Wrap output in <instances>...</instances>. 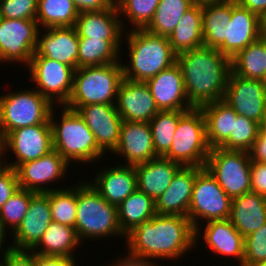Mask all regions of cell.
I'll use <instances>...</instances> for the list:
<instances>
[{"label":"cell","instance_id":"obj_50","mask_svg":"<svg viewBox=\"0 0 266 266\" xmlns=\"http://www.w3.org/2000/svg\"><path fill=\"white\" fill-rule=\"evenodd\" d=\"M74 257H41L34 254V266H75Z\"/></svg>","mask_w":266,"mask_h":266},{"label":"cell","instance_id":"obj_54","mask_svg":"<svg viewBox=\"0 0 266 266\" xmlns=\"http://www.w3.org/2000/svg\"><path fill=\"white\" fill-rule=\"evenodd\" d=\"M6 230L0 225V251L2 250V248H3V246L2 245H4V241H6L5 240V236H6ZM2 247V248H1ZM0 254H1V252H0Z\"/></svg>","mask_w":266,"mask_h":266},{"label":"cell","instance_id":"obj_8","mask_svg":"<svg viewBox=\"0 0 266 266\" xmlns=\"http://www.w3.org/2000/svg\"><path fill=\"white\" fill-rule=\"evenodd\" d=\"M53 104L37 90L13 91L0 96V127L4 138L18 128L50 124Z\"/></svg>","mask_w":266,"mask_h":266},{"label":"cell","instance_id":"obj_3","mask_svg":"<svg viewBox=\"0 0 266 266\" xmlns=\"http://www.w3.org/2000/svg\"><path fill=\"white\" fill-rule=\"evenodd\" d=\"M128 32L125 40L130 65L122 64L124 78L146 82L176 63L177 54L172 50L168 37L152 34L145 29H129Z\"/></svg>","mask_w":266,"mask_h":266},{"label":"cell","instance_id":"obj_40","mask_svg":"<svg viewBox=\"0 0 266 266\" xmlns=\"http://www.w3.org/2000/svg\"><path fill=\"white\" fill-rule=\"evenodd\" d=\"M34 191L19 188L2 206L0 225L6 230L9 225L12 233L21 224L26 215Z\"/></svg>","mask_w":266,"mask_h":266},{"label":"cell","instance_id":"obj_4","mask_svg":"<svg viewBox=\"0 0 266 266\" xmlns=\"http://www.w3.org/2000/svg\"><path fill=\"white\" fill-rule=\"evenodd\" d=\"M60 121L54 118V108L50 113L52 145L68 163L96 162L105 152L98 146L94 134L87 127L77 111L61 106ZM59 122V123H58Z\"/></svg>","mask_w":266,"mask_h":266},{"label":"cell","instance_id":"obj_2","mask_svg":"<svg viewBox=\"0 0 266 266\" xmlns=\"http://www.w3.org/2000/svg\"><path fill=\"white\" fill-rule=\"evenodd\" d=\"M187 99L194 108L223 100L231 72V59L217 48L200 46L179 53Z\"/></svg>","mask_w":266,"mask_h":266},{"label":"cell","instance_id":"obj_32","mask_svg":"<svg viewBox=\"0 0 266 266\" xmlns=\"http://www.w3.org/2000/svg\"><path fill=\"white\" fill-rule=\"evenodd\" d=\"M231 18V0L202 4L204 46L218 48L224 42L225 24Z\"/></svg>","mask_w":266,"mask_h":266},{"label":"cell","instance_id":"obj_10","mask_svg":"<svg viewBox=\"0 0 266 266\" xmlns=\"http://www.w3.org/2000/svg\"><path fill=\"white\" fill-rule=\"evenodd\" d=\"M251 159L248 151L210 149L205 168L231 198L251 192Z\"/></svg>","mask_w":266,"mask_h":266},{"label":"cell","instance_id":"obj_20","mask_svg":"<svg viewBox=\"0 0 266 266\" xmlns=\"http://www.w3.org/2000/svg\"><path fill=\"white\" fill-rule=\"evenodd\" d=\"M115 105L124 121L149 122L159 112L147 84L126 78L118 88Z\"/></svg>","mask_w":266,"mask_h":266},{"label":"cell","instance_id":"obj_46","mask_svg":"<svg viewBox=\"0 0 266 266\" xmlns=\"http://www.w3.org/2000/svg\"><path fill=\"white\" fill-rule=\"evenodd\" d=\"M7 247L2 253L5 266H34V253L28 250H14L10 245Z\"/></svg>","mask_w":266,"mask_h":266},{"label":"cell","instance_id":"obj_1","mask_svg":"<svg viewBox=\"0 0 266 266\" xmlns=\"http://www.w3.org/2000/svg\"><path fill=\"white\" fill-rule=\"evenodd\" d=\"M125 238L130 253L155 260H179V257L196 247L195 229L191 221L179 215L156 214L138 224Z\"/></svg>","mask_w":266,"mask_h":266},{"label":"cell","instance_id":"obj_23","mask_svg":"<svg viewBox=\"0 0 266 266\" xmlns=\"http://www.w3.org/2000/svg\"><path fill=\"white\" fill-rule=\"evenodd\" d=\"M46 33V34H45ZM38 35L36 53L39 56L78 68L79 36L75 26L50 27Z\"/></svg>","mask_w":266,"mask_h":266},{"label":"cell","instance_id":"obj_43","mask_svg":"<svg viewBox=\"0 0 266 266\" xmlns=\"http://www.w3.org/2000/svg\"><path fill=\"white\" fill-rule=\"evenodd\" d=\"M266 261V223L245 237L243 266Z\"/></svg>","mask_w":266,"mask_h":266},{"label":"cell","instance_id":"obj_11","mask_svg":"<svg viewBox=\"0 0 266 266\" xmlns=\"http://www.w3.org/2000/svg\"><path fill=\"white\" fill-rule=\"evenodd\" d=\"M27 67L31 81L36 83L37 91L42 96L53 105L58 103L63 106L67 103L73 89L74 69L72 67L39 56L36 52Z\"/></svg>","mask_w":266,"mask_h":266},{"label":"cell","instance_id":"obj_25","mask_svg":"<svg viewBox=\"0 0 266 266\" xmlns=\"http://www.w3.org/2000/svg\"><path fill=\"white\" fill-rule=\"evenodd\" d=\"M92 187L110 204L118 206L136 189V173L133 165H118L100 170Z\"/></svg>","mask_w":266,"mask_h":266},{"label":"cell","instance_id":"obj_48","mask_svg":"<svg viewBox=\"0 0 266 266\" xmlns=\"http://www.w3.org/2000/svg\"><path fill=\"white\" fill-rule=\"evenodd\" d=\"M248 152L251 161L266 163V127H260L258 136Z\"/></svg>","mask_w":266,"mask_h":266},{"label":"cell","instance_id":"obj_33","mask_svg":"<svg viewBox=\"0 0 266 266\" xmlns=\"http://www.w3.org/2000/svg\"><path fill=\"white\" fill-rule=\"evenodd\" d=\"M117 207L119 225L125 235L138 224L148 221L156 215L155 201L138 189Z\"/></svg>","mask_w":266,"mask_h":266},{"label":"cell","instance_id":"obj_22","mask_svg":"<svg viewBox=\"0 0 266 266\" xmlns=\"http://www.w3.org/2000/svg\"><path fill=\"white\" fill-rule=\"evenodd\" d=\"M201 168L182 166L177 171L166 191L155 200L156 214L188 217L194 181Z\"/></svg>","mask_w":266,"mask_h":266},{"label":"cell","instance_id":"obj_55","mask_svg":"<svg viewBox=\"0 0 266 266\" xmlns=\"http://www.w3.org/2000/svg\"><path fill=\"white\" fill-rule=\"evenodd\" d=\"M4 153H5V149L4 147H0V170H2L6 165H5V162L3 163L2 161L5 160L4 158ZM3 154V155H2ZM4 158V159H3Z\"/></svg>","mask_w":266,"mask_h":266},{"label":"cell","instance_id":"obj_34","mask_svg":"<svg viewBox=\"0 0 266 266\" xmlns=\"http://www.w3.org/2000/svg\"><path fill=\"white\" fill-rule=\"evenodd\" d=\"M231 72L247 79L262 80L266 72V40L259 38L231 59Z\"/></svg>","mask_w":266,"mask_h":266},{"label":"cell","instance_id":"obj_27","mask_svg":"<svg viewBox=\"0 0 266 266\" xmlns=\"http://www.w3.org/2000/svg\"><path fill=\"white\" fill-rule=\"evenodd\" d=\"M201 232L206 246L216 255L236 258L243 266L245 238L228 219L213 220L204 224Z\"/></svg>","mask_w":266,"mask_h":266},{"label":"cell","instance_id":"obj_52","mask_svg":"<svg viewBox=\"0 0 266 266\" xmlns=\"http://www.w3.org/2000/svg\"><path fill=\"white\" fill-rule=\"evenodd\" d=\"M236 2L259 17L266 12V0H236Z\"/></svg>","mask_w":266,"mask_h":266},{"label":"cell","instance_id":"obj_45","mask_svg":"<svg viewBox=\"0 0 266 266\" xmlns=\"http://www.w3.org/2000/svg\"><path fill=\"white\" fill-rule=\"evenodd\" d=\"M19 189L16 169L5 166L0 170V210L3 204Z\"/></svg>","mask_w":266,"mask_h":266},{"label":"cell","instance_id":"obj_16","mask_svg":"<svg viewBox=\"0 0 266 266\" xmlns=\"http://www.w3.org/2000/svg\"><path fill=\"white\" fill-rule=\"evenodd\" d=\"M225 26L224 42L217 49L230 59L260 38L259 16L236 0H231V18Z\"/></svg>","mask_w":266,"mask_h":266},{"label":"cell","instance_id":"obj_30","mask_svg":"<svg viewBox=\"0 0 266 266\" xmlns=\"http://www.w3.org/2000/svg\"><path fill=\"white\" fill-rule=\"evenodd\" d=\"M206 121V139L210 149L220 147L233 132L237 113L225 101H215L200 107Z\"/></svg>","mask_w":266,"mask_h":266},{"label":"cell","instance_id":"obj_41","mask_svg":"<svg viewBox=\"0 0 266 266\" xmlns=\"http://www.w3.org/2000/svg\"><path fill=\"white\" fill-rule=\"evenodd\" d=\"M160 0H116L119 14L133 24L132 29H144L152 20Z\"/></svg>","mask_w":266,"mask_h":266},{"label":"cell","instance_id":"obj_36","mask_svg":"<svg viewBox=\"0 0 266 266\" xmlns=\"http://www.w3.org/2000/svg\"><path fill=\"white\" fill-rule=\"evenodd\" d=\"M194 4L193 0H160L152 20L144 29L155 35L169 37L184 13Z\"/></svg>","mask_w":266,"mask_h":266},{"label":"cell","instance_id":"obj_31","mask_svg":"<svg viewBox=\"0 0 266 266\" xmlns=\"http://www.w3.org/2000/svg\"><path fill=\"white\" fill-rule=\"evenodd\" d=\"M168 39L172 50L177 55L204 45L202 4L195 3L184 13Z\"/></svg>","mask_w":266,"mask_h":266},{"label":"cell","instance_id":"obj_39","mask_svg":"<svg viewBox=\"0 0 266 266\" xmlns=\"http://www.w3.org/2000/svg\"><path fill=\"white\" fill-rule=\"evenodd\" d=\"M45 192L49 196L52 221L75 227L77 185Z\"/></svg>","mask_w":266,"mask_h":266},{"label":"cell","instance_id":"obj_47","mask_svg":"<svg viewBox=\"0 0 266 266\" xmlns=\"http://www.w3.org/2000/svg\"><path fill=\"white\" fill-rule=\"evenodd\" d=\"M251 192L266 197V163L252 161L251 163Z\"/></svg>","mask_w":266,"mask_h":266},{"label":"cell","instance_id":"obj_18","mask_svg":"<svg viewBox=\"0 0 266 266\" xmlns=\"http://www.w3.org/2000/svg\"><path fill=\"white\" fill-rule=\"evenodd\" d=\"M51 221L49 196L35 192L21 224L11 235L14 239L12 249L30 251L39 242Z\"/></svg>","mask_w":266,"mask_h":266},{"label":"cell","instance_id":"obj_59","mask_svg":"<svg viewBox=\"0 0 266 266\" xmlns=\"http://www.w3.org/2000/svg\"><path fill=\"white\" fill-rule=\"evenodd\" d=\"M261 82L265 85L266 87V72L264 74V77L262 78Z\"/></svg>","mask_w":266,"mask_h":266},{"label":"cell","instance_id":"obj_5","mask_svg":"<svg viewBox=\"0 0 266 266\" xmlns=\"http://www.w3.org/2000/svg\"><path fill=\"white\" fill-rule=\"evenodd\" d=\"M80 184V185H79ZM75 230L83 239H101L113 236L125 237L118 221V207L106 201L86 181L77 185V210Z\"/></svg>","mask_w":266,"mask_h":266},{"label":"cell","instance_id":"obj_19","mask_svg":"<svg viewBox=\"0 0 266 266\" xmlns=\"http://www.w3.org/2000/svg\"><path fill=\"white\" fill-rule=\"evenodd\" d=\"M159 111L190 110L182 72L177 63L145 82Z\"/></svg>","mask_w":266,"mask_h":266},{"label":"cell","instance_id":"obj_15","mask_svg":"<svg viewBox=\"0 0 266 266\" xmlns=\"http://www.w3.org/2000/svg\"><path fill=\"white\" fill-rule=\"evenodd\" d=\"M68 166L69 163L53 149L47 155L22 163L16 168L19 188L36 193L56 190L55 188H48L46 184L62 179Z\"/></svg>","mask_w":266,"mask_h":266},{"label":"cell","instance_id":"obj_37","mask_svg":"<svg viewBox=\"0 0 266 266\" xmlns=\"http://www.w3.org/2000/svg\"><path fill=\"white\" fill-rule=\"evenodd\" d=\"M79 11L72 0H38L36 21L42 29L75 26Z\"/></svg>","mask_w":266,"mask_h":266},{"label":"cell","instance_id":"obj_53","mask_svg":"<svg viewBox=\"0 0 266 266\" xmlns=\"http://www.w3.org/2000/svg\"><path fill=\"white\" fill-rule=\"evenodd\" d=\"M260 37L266 40V12L259 17Z\"/></svg>","mask_w":266,"mask_h":266},{"label":"cell","instance_id":"obj_12","mask_svg":"<svg viewBox=\"0 0 266 266\" xmlns=\"http://www.w3.org/2000/svg\"><path fill=\"white\" fill-rule=\"evenodd\" d=\"M40 28L36 19L0 18V62L28 66L37 48Z\"/></svg>","mask_w":266,"mask_h":266},{"label":"cell","instance_id":"obj_24","mask_svg":"<svg viewBox=\"0 0 266 266\" xmlns=\"http://www.w3.org/2000/svg\"><path fill=\"white\" fill-rule=\"evenodd\" d=\"M123 21L117 5L99 11L79 12L75 28L79 38L100 40L123 39Z\"/></svg>","mask_w":266,"mask_h":266},{"label":"cell","instance_id":"obj_29","mask_svg":"<svg viewBox=\"0 0 266 266\" xmlns=\"http://www.w3.org/2000/svg\"><path fill=\"white\" fill-rule=\"evenodd\" d=\"M79 244L74 227L51 221L39 242L30 251L41 257H73V251Z\"/></svg>","mask_w":266,"mask_h":266},{"label":"cell","instance_id":"obj_44","mask_svg":"<svg viewBox=\"0 0 266 266\" xmlns=\"http://www.w3.org/2000/svg\"><path fill=\"white\" fill-rule=\"evenodd\" d=\"M38 0H0V18L36 19Z\"/></svg>","mask_w":266,"mask_h":266},{"label":"cell","instance_id":"obj_21","mask_svg":"<svg viewBox=\"0 0 266 266\" xmlns=\"http://www.w3.org/2000/svg\"><path fill=\"white\" fill-rule=\"evenodd\" d=\"M112 153L122 156L128 161L127 165L133 166L157 158L149 123L123 120L119 142Z\"/></svg>","mask_w":266,"mask_h":266},{"label":"cell","instance_id":"obj_51","mask_svg":"<svg viewBox=\"0 0 266 266\" xmlns=\"http://www.w3.org/2000/svg\"><path fill=\"white\" fill-rule=\"evenodd\" d=\"M128 256L117 259L116 262L112 263L114 266H158L155 260H151L150 258L142 257L134 255L130 252L127 254ZM151 260V261H150Z\"/></svg>","mask_w":266,"mask_h":266},{"label":"cell","instance_id":"obj_35","mask_svg":"<svg viewBox=\"0 0 266 266\" xmlns=\"http://www.w3.org/2000/svg\"><path fill=\"white\" fill-rule=\"evenodd\" d=\"M122 40L79 38L78 68L120 62Z\"/></svg>","mask_w":266,"mask_h":266},{"label":"cell","instance_id":"obj_14","mask_svg":"<svg viewBox=\"0 0 266 266\" xmlns=\"http://www.w3.org/2000/svg\"><path fill=\"white\" fill-rule=\"evenodd\" d=\"M5 152L11 150L16 157L6 166L16 169L20 164L36 160L53 150L51 124H36L11 131L4 138ZM8 149V150H7Z\"/></svg>","mask_w":266,"mask_h":266},{"label":"cell","instance_id":"obj_58","mask_svg":"<svg viewBox=\"0 0 266 266\" xmlns=\"http://www.w3.org/2000/svg\"><path fill=\"white\" fill-rule=\"evenodd\" d=\"M0 147H4V136L2 134L1 127H0Z\"/></svg>","mask_w":266,"mask_h":266},{"label":"cell","instance_id":"obj_42","mask_svg":"<svg viewBox=\"0 0 266 266\" xmlns=\"http://www.w3.org/2000/svg\"><path fill=\"white\" fill-rule=\"evenodd\" d=\"M260 127L259 123L237 114L233 132L220 147L226 150L249 151L258 136Z\"/></svg>","mask_w":266,"mask_h":266},{"label":"cell","instance_id":"obj_7","mask_svg":"<svg viewBox=\"0 0 266 266\" xmlns=\"http://www.w3.org/2000/svg\"><path fill=\"white\" fill-rule=\"evenodd\" d=\"M209 152L204 113L201 108H192L179 119L170 149L163 157L182 166L204 167Z\"/></svg>","mask_w":266,"mask_h":266},{"label":"cell","instance_id":"obj_49","mask_svg":"<svg viewBox=\"0 0 266 266\" xmlns=\"http://www.w3.org/2000/svg\"><path fill=\"white\" fill-rule=\"evenodd\" d=\"M79 12L99 11L114 7L116 0H72Z\"/></svg>","mask_w":266,"mask_h":266},{"label":"cell","instance_id":"obj_26","mask_svg":"<svg viewBox=\"0 0 266 266\" xmlns=\"http://www.w3.org/2000/svg\"><path fill=\"white\" fill-rule=\"evenodd\" d=\"M182 167L162 156L134 166L137 189L154 201L166 191L175 174Z\"/></svg>","mask_w":266,"mask_h":266},{"label":"cell","instance_id":"obj_6","mask_svg":"<svg viewBox=\"0 0 266 266\" xmlns=\"http://www.w3.org/2000/svg\"><path fill=\"white\" fill-rule=\"evenodd\" d=\"M123 78L120 62L77 68L74 70L71 96L64 106L76 111L85 105L116 104Z\"/></svg>","mask_w":266,"mask_h":266},{"label":"cell","instance_id":"obj_17","mask_svg":"<svg viewBox=\"0 0 266 266\" xmlns=\"http://www.w3.org/2000/svg\"><path fill=\"white\" fill-rule=\"evenodd\" d=\"M78 114L94 134L98 146L113 152L118 145L123 122L115 104H91L79 107Z\"/></svg>","mask_w":266,"mask_h":266},{"label":"cell","instance_id":"obj_28","mask_svg":"<svg viewBox=\"0 0 266 266\" xmlns=\"http://www.w3.org/2000/svg\"><path fill=\"white\" fill-rule=\"evenodd\" d=\"M229 220L245 238L266 223V197L249 192L232 199Z\"/></svg>","mask_w":266,"mask_h":266},{"label":"cell","instance_id":"obj_13","mask_svg":"<svg viewBox=\"0 0 266 266\" xmlns=\"http://www.w3.org/2000/svg\"><path fill=\"white\" fill-rule=\"evenodd\" d=\"M223 101L237 114L264 125L266 87L261 80L243 78L230 72Z\"/></svg>","mask_w":266,"mask_h":266},{"label":"cell","instance_id":"obj_9","mask_svg":"<svg viewBox=\"0 0 266 266\" xmlns=\"http://www.w3.org/2000/svg\"><path fill=\"white\" fill-rule=\"evenodd\" d=\"M232 199L217 183L210 172L202 167L196 174L188 218L195 229V244L200 235L201 223L228 219L231 214ZM199 219V220H198Z\"/></svg>","mask_w":266,"mask_h":266},{"label":"cell","instance_id":"obj_38","mask_svg":"<svg viewBox=\"0 0 266 266\" xmlns=\"http://www.w3.org/2000/svg\"><path fill=\"white\" fill-rule=\"evenodd\" d=\"M188 110L159 111L148 123L152 132L153 147L157 156H164L170 149L179 119Z\"/></svg>","mask_w":266,"mask_h":266},{"label":"cell","instance_id":"obj_57","mask_svg":"<svg viewBox=\"0 0 266 266\" xmlns=\"http://www.w3.org/2000/svg\"><path fill=\"white\" fill-rule=\"evenodd\" d=\"M245 266H266V261L256 262V263H249Z\"/></svg>","mask_w":266,"mask_h":266},{"label":"cell","instance_id":"obj_56","mask_svg":"<svg viewBox=\"0 0 266 266\" xmlns=\"http://www.w3.org/2000/svg\"><path fill=\"white\" fill-rule=\"evenodd\" d=\"M195 3L198 4H204V3H208V2H220V1H224V0H193Z\"/></svg>","mask_w":266,"mask_h":266},{"label":"cell","instance_id":"obj_60","mask_svg":"<svg viewBox=\"0 0 266 266\" xmlns=\"http://www.w3.org/2000/svg\"><path fill=\"white\" fill-rule=\"evenodd\" d=\"M0 266H5L4 265V260L2 259V261L0 262Z\"/></svg>","mask_w":266,"mask_h":266}]
</instances>
